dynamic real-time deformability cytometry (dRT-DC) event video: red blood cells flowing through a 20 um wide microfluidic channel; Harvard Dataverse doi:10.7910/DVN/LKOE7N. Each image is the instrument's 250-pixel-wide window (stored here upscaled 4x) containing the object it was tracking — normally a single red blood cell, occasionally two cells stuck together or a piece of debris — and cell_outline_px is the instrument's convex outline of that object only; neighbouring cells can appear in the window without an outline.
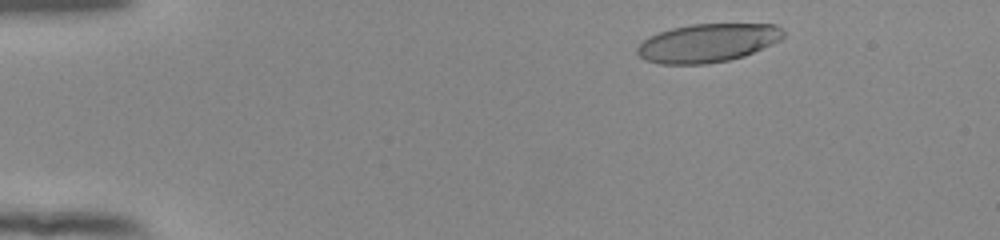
{"species": "human", "species_latin": "Homo sapiens", "temperature_condition": "room temperature", "stored_images_in_passage": 50, "camera_frame_rate_fps": 3000, "um_per_image_px": 0.085, "donor": {"sex": "female"}, "frame": {"image": 1, "passage_image": 4, "time_ms": 1.0, "image_size_px": [1000, 240], "cell_outline_px": [[784, 36], [780, 40], [772, 44], [744, 56], [728, 60], [708, 64], [660, 64], [644, 60], [636, 52], [636, 48], [644, 40], [660, 32], [672, 28], [692, 24], [776, 24], [784, 32]], "centroid_in_image_um": [60.15, 3.66], "position_along_channel_um": 24.8, "area_um2": 32.66}}
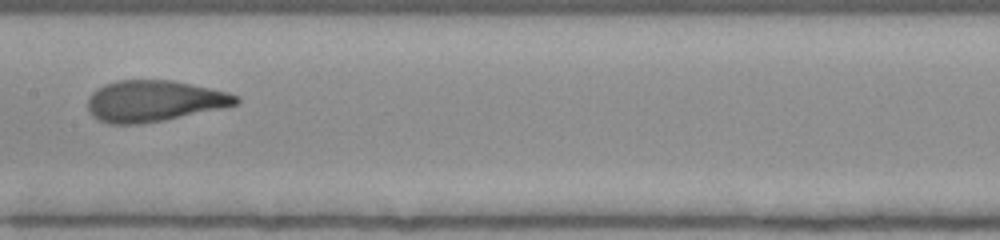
{"frame": {"image": 2, "passage_image": 24, "time_ms": 7.667, "image_size_px": [1000, 240], "cell_outline_px": [[240, 100], [236, 104], [224, 108], [164, 120], [140, 124], [108, 124], [92, 116], [88, 108], [88, 96], [96, 88], [104, 84], [116, 80], [172, 80], [192, 84], [228, 92], [240, 96]], "centroid_in_image_um": [13.09, 8.58], "position_along_channel_um": 194.3, "area_um2": 35.84}}
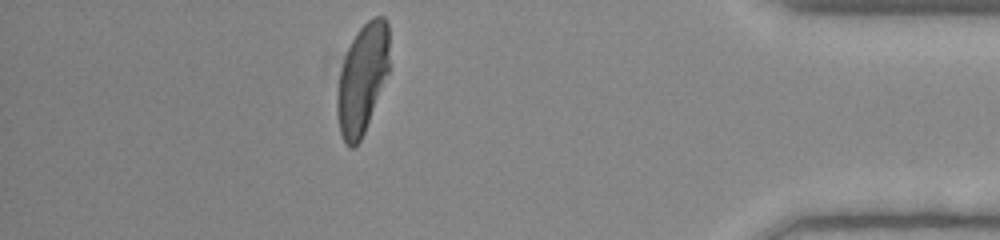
{"frame": {"image": 3, "passage_image": 43, "time_ms": 14.0, "image_size_px": [1000, 240], "cell_outline_px": [[388, 72], [364, 132], [360, 140], [352, 148], [348, 148], [340, 132], [336, 116], [336, 96], [340, 68], [344, 56], [356, 32], [372, 16], [384, 16], [388, 20]], "centroid_in_image_um": [30.76, 6.68], "position_along_channel_um": 404.4, "area_um2": 33.23}}